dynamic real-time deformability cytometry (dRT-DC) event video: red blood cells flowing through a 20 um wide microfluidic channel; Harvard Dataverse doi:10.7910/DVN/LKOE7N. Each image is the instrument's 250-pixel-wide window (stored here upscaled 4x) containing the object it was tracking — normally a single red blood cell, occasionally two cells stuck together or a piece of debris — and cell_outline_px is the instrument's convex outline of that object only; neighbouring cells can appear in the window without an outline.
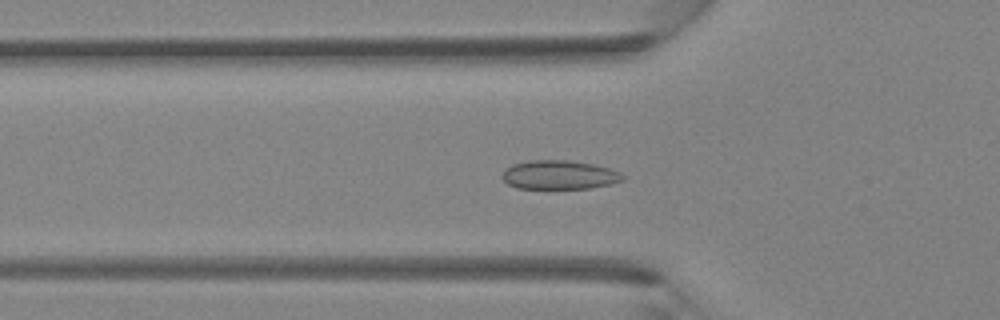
{"species": "Egyptian fruit bat (a non-hibernating species)", "species_latin": "Rousettus aegyptiacus", "temperature_condition": "room temperature", "stored_images_in_passage": 40, "camera_frame_rate_fps": 3000, "um_per_image_px": 0.085, "animal": {"sex": "female"}, "frame": {"image": 1, "passage_image": 13, "time_ms": 4.0, "image_size_px": [1000, 320], "cell_outline_px": [[624, 180], [608, 184], [588, 188], [516, 188], [508, 184], [500, 176], [504, 168], [512, 164], [528, 160], [568, 160], [592, 164], [608, 168], [620, 172], [624, 176]], "centroid_in_image_um": [47.47, 14.85], "position_along_channel_um": 78.3, "area_um2": 20.29}}
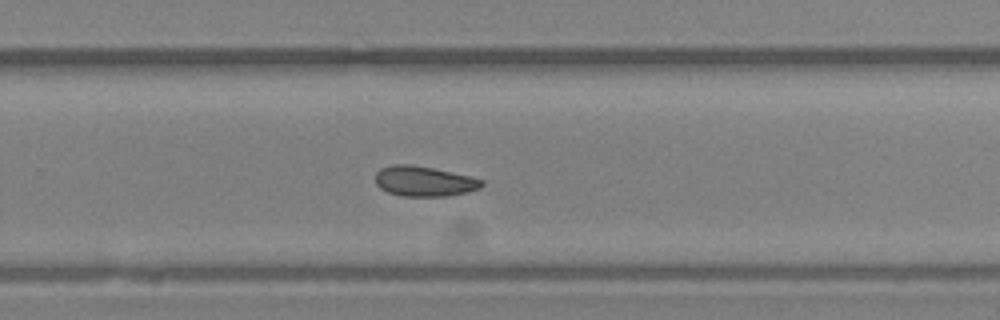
{"frame": {"image": 2, "passage_image": 26, "time_ms": 8.333, "image_size_px": [1000, 320], "cell_outline_px": [[484, 184], [480, 188], [468, 192], [448, 196], [404, 196], [388, 192], [380, 188], [376, 184], [376, 172], [380, 168], [392, 164], [412, 164], [432, 168], [468, 176], [484, 180]], "centroid_in_image_um": [36.04, 15.4], "position_along_channel_um": 293.8, "area_um2": 18.67}}
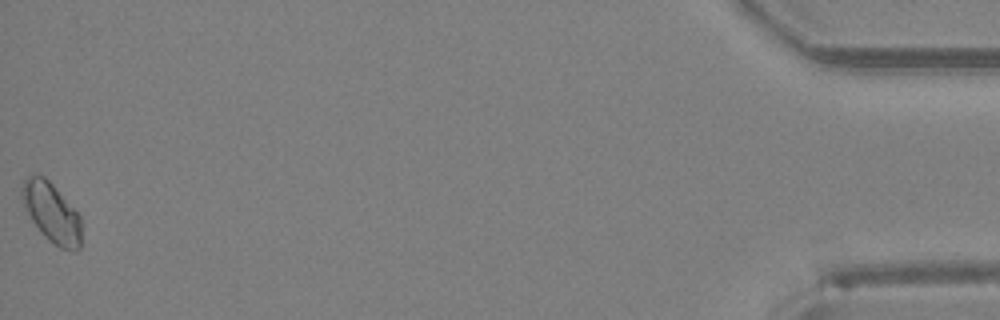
{"frame": {"image": 3, "passage_image": 40, "time_ms": 13.0, "image_size_px": [1000, 320], "cell_outline_px": [[80, 248], [76, 252], [60, 248], [48, 240], [44, 236], [32, 220], [24, 204], [20, 192], [20, 188], [24, 180], [28, 176], [36, 172], [44, 176], [52, 184], [80, 216]], "centroid_in_image_um": [4.37, 18.06], "position_along_channel_um": 430.8, "area_um2": 20.46}}